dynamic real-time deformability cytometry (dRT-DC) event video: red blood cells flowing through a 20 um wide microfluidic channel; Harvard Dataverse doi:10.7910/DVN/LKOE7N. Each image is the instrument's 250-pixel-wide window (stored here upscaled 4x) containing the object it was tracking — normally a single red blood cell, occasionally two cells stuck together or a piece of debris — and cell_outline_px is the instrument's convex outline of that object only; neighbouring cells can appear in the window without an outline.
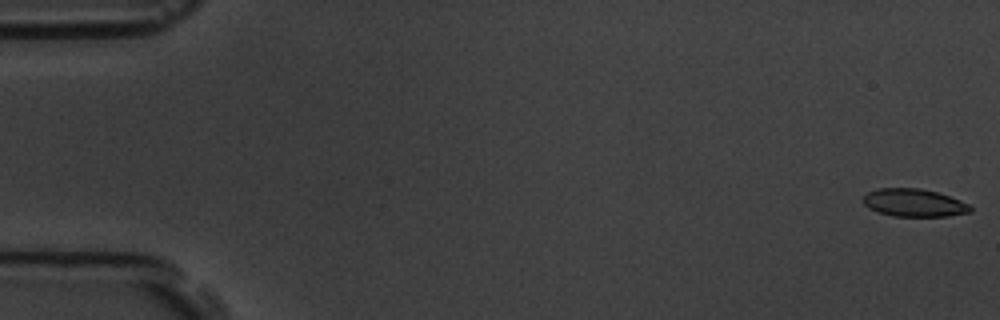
{"species": "common noctule bat (a hibernating species)", "species_latin": "Nyctalus noctula", "temperature_condition": "room temperature", "stored_images_in_passage": 10, "camera_frame_rate_fps": 3000, "um_per_image_px": 0.085, "animal": {"sex": "male", "body_mass_g": 19.5, "forearm_length_mm": 54.6}, "frame": {"image": 1, "passage_image": 1, "time_ms": 0.0, "image_size_px": [1000, 320], "cell_outline_px": [[972, 212], [948, 216], [892, 216], [868, 208], [860, 200], [868, 192], [876, 188], [920, 188], [936, 192], [960, 200], [968, 204], [972, 208]], "centroid_in_image_um": [77.66, 17.23], "position_along_channel_um": 7.3, "area_um2": 17.4}}
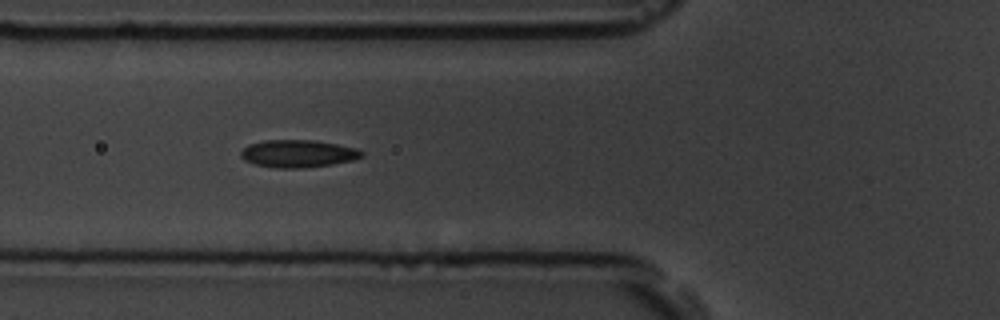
{"frame": {"image": 2, "passage_image": 7, "time_ms": 6.667, "image_size_px": [1000, 320], "cell_outline_px": [[364, 156], [352, 160], [332, 164], [300, 168], [276, 168], [256, 164], [244, 160], [240, 156], [240, 152], [248, 144], [264, 140], [316, 140], [356, 148], [364, 152]], "centroid_in_image_um": [25.32, 13.05], "position_along_channel_um": 100.5, "area_um2": 19.36}}
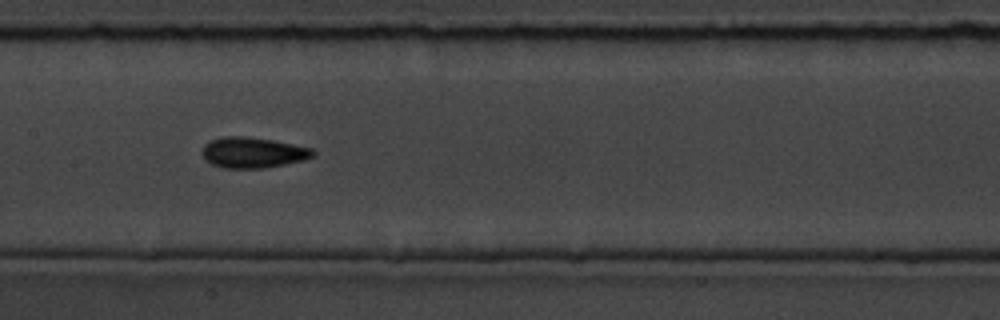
{"frame": {"image": 3, "passage_image": 9, "time_ms": 9.0, "image_size_px": [1000, 320], "cell_outline_px": [[316, 156], [304, 160], [264, 168], [224, 168], [212, 164], [204, 160], [200, 152], [204, 144], [208, 140], [224, 136], [244, 136], [272, 140], [312, 148], [316, 152]], "centroid_in_image_um": [21.46, 12.96], "position_along_channel_um": 185.9, "area_um2": 20.06}}